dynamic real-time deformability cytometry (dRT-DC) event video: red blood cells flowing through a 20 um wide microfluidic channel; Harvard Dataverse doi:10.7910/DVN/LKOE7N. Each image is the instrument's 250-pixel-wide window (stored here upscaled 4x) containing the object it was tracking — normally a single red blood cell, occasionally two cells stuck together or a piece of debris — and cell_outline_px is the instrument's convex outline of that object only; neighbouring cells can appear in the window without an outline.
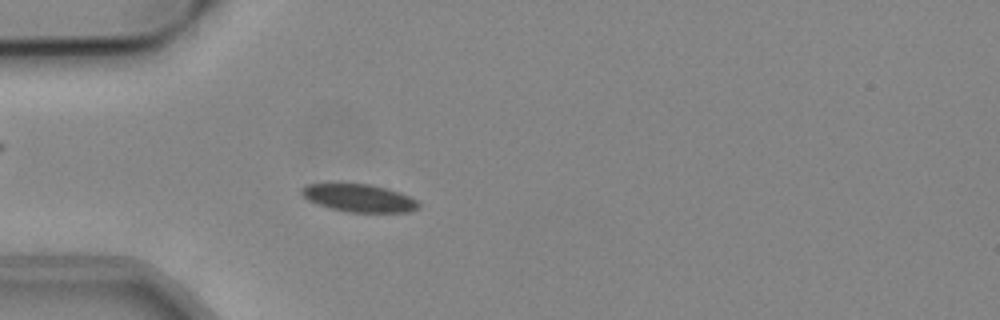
{"species": "common noctule bat (a hibernating species)", "species_latin": "Nyctalus noctula", "temperature_condition": "cold", "stored_images_in_passage": 52, "camera_frame_rate_fps": 3000, "um_per_image_px": 0.085, "animal": {"sex": "male", "body_mass_g": 19.2, "forearm_length_mm": 51.8}, "frame": {"image": 1, "passage_image": 14, "time_ms": 4.333, "image_size_px": [1000, 320], "cell_outline_px": [[420, 208], [408, 212], [348, 212], [328, 208], [316, 204], [308, 200], [300, 192], [300, 188], [308, 184], [372, 184], [388, 188], [400, 192], [416, 200], [420, 204]], "centroid_in_image_um": [30.52, 16.84], "position_along_channel_um": 54.5, "area_um2": 19.02}}
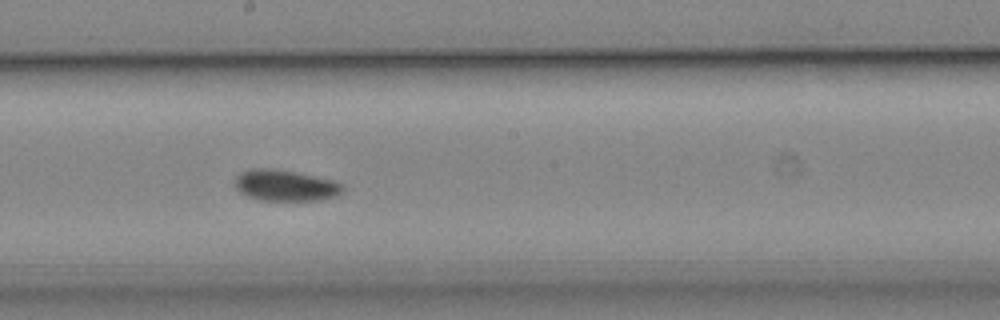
{"frame": {"image": 2, "passage_image": 28, "time_ms": 9.0, "image_size_px": [1000, 320], "cell_outline_px": [[344, 192], [336, 196], [320, 200], [256, 200], [240, 192], [232, 184], [236, 176], [240, 172], [252, 168], [272, 168], [332, 180], [344, 184]], "centroid_in_image_um": [24.22, 15.77], "position_along_channel_um": 224.0, "area_um2": 19.65}}
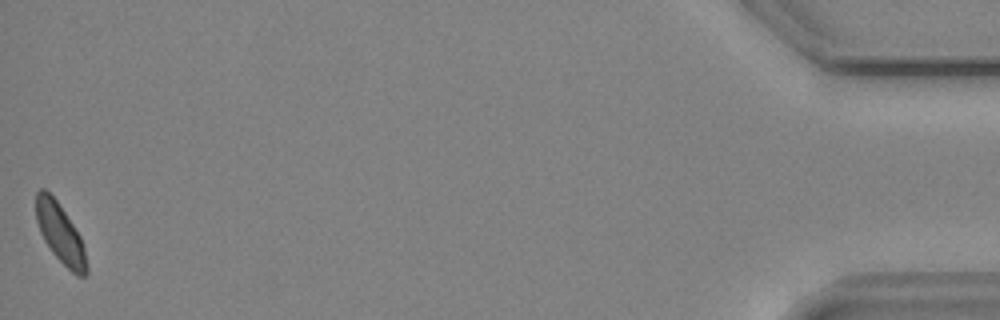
{"frame": {"image": 3, "passage_image": 52, "time_ms": 17.0, "image_size_px": [1000, 320], "cell_outline_px": [[88, 272], [84, 276], [76, 276], [52, 252], [44, 240], [40, 232], [36, 220], [36, 192], [40, 188], [44, 188], [56, 200], [80, 236], [84, 248], [88, 268]], "centroid_in_image_um": [5.11, 19.85], "position_along_channel_um": 430.1, "area_um2": 17.22}, "authors_computed_cell_mechanics": {"area_um2": 18.785, "velocity_mm_per_s": 3.799, "shape_relaxation_time_tau1_ms": 3.8983, "shape_relaxation_time_tau2_ms": null, "deformation_change_tau1": 0.0719, "deformation_change_tau2": null}}